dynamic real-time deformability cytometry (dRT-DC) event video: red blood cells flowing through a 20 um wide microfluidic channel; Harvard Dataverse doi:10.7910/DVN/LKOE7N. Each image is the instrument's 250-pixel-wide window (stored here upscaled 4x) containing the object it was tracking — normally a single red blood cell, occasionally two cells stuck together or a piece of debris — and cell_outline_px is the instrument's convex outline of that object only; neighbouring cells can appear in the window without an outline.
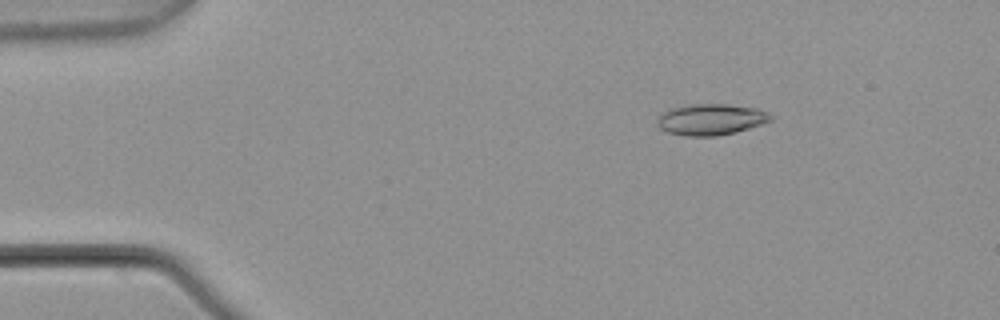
{"species": "common noctule bat (a hibernating species)", "species_latin": "Nyctalus noctula", "temperature_condition": "warm", "stored_images_in_passage": 5, "camera_frame_rate_fps": 3000, "um_per_image_px": 0.085, "animal": {"sex": "male", "body_mass_g": 21.5, "forearm_length_mm": 52.0}, "frame": {"image": 1, "passage_image": 3, "time_ms": 0.667, "image_size_px": [1000, 320], "cell_outline_px": [[772, 120], [736, 132], [716, 136], [684, 136], [668, 132], [660, 128], [656, 120], [664, 112], [672, 108], [692, 104], [728, 104], [756, 108], [768, 112], [772, 116]], "centroid_in_image_um": [60.43, 10.15], "position_along_channel_um": 24.6, "area_um2": 20.46}}